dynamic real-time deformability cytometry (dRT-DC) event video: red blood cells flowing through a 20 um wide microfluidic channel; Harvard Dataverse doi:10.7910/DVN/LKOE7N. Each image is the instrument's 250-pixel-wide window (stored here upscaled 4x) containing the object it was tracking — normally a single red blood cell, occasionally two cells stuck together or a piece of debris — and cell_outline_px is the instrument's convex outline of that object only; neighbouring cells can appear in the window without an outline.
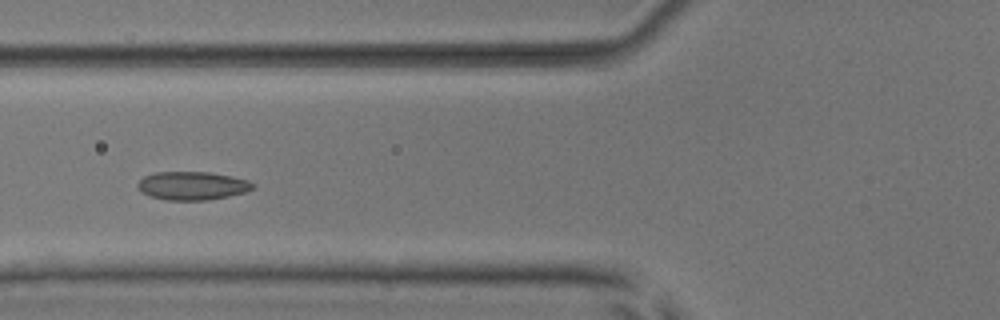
{"species": "common noctule bat (a hibernating species)", "species_latin": "Nyctalus noctula", "temperature_condition": "room temperature", "stored_images_in_passage": 6, "camera_frame_rate_fps": 3000, "um_per_image_px": 0.085, "animal": {"sex": "male", "body_mass_g": 17.9, "forearm_length_mm": 54.2}, "frame": {"image": 1, "passage_image": 4, "time_ms": 4.333, "image_size_px": [1000, 320], "cell_outline_px": [[256, 184], [252, 188], [244, 192], [228, 196], [208, 200], [164, 200], [148, 196], [140, 192], [136, 184], [144, 176], [156, 172], [208, 172], [232, 176], [248, 180]], "centroid_in_image_um": [16.3, 15.79], "position_along_channel_um": 109.5, "area_um2": 19.13}}
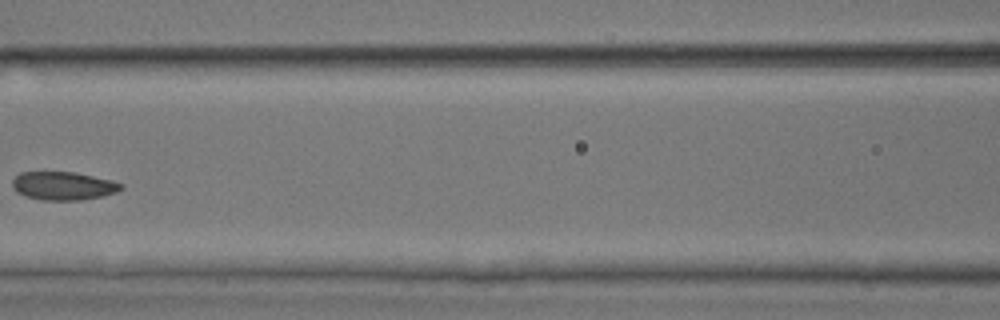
{"frame": {"image": 2, "passage_image": 5, "time_ms": 5.667, "image_size_px": [1000, 320], "cell_outline_px": [[124, 188], [116, 192], [100, 196], [80, 200], [40, 200], [16, 192], [12, 188], [12, 180], [20, 172], [72, 172], [112, 180], [124, 184]], "centroid_in_image_um": [5.37, 15.79], "position_along_channel_um": 161.2, "area_um2": 17.86}}